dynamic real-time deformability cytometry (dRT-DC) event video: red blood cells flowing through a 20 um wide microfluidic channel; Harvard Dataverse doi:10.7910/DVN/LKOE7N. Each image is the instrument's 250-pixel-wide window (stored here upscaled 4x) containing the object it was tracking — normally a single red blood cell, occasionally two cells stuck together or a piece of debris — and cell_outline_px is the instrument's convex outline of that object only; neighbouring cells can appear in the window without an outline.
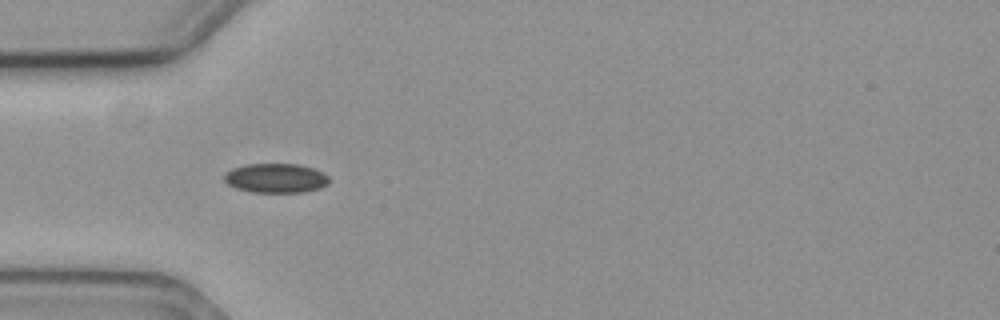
{"species": "common noctule bat (a hibernating species)", "species_latin": "Nyctalus noctula", "temperature_condition": "cold", "stored_images_in_passage": 24, "camera_frame_rate_fps": 3000, "um_per_image_px": 0.085, "animal": {"sex": "female", "body_mass_g": 19.3, "forearm_length_mm": 54.1}, "frame": {"image": 1, "passage_image": 1, "time_ms": 0.0, "image_size_px": [1000, 320], "cell_outline_px": [[328, 184], [320, 188], [304, 192], [252, 192], [236, 188], [228, 184], [224, 180], [224, 172], [232, 168], [248, 164], [300, 164], [324, 172], [328, 176]], "centroid_in_image_um": [23.44, 15.14], "position_along_channel_um": 61.6, "area_um2": 18.03}}
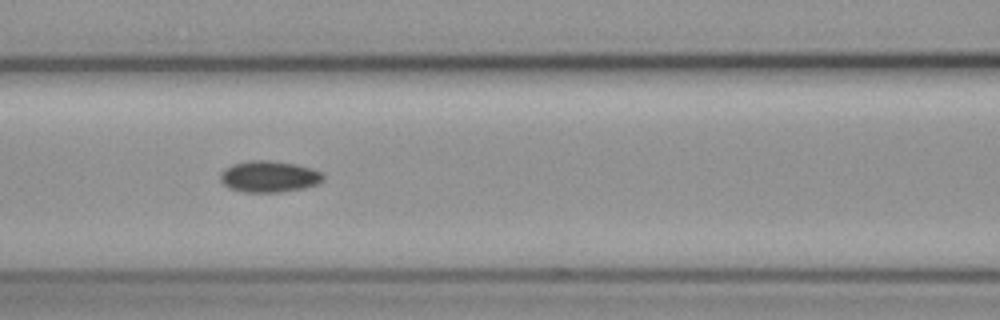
{"frame": {"image": 2, "passage_image": 8, "time_ms": 2.333, "image_size_px": [1000, 320], "cell_outline_px": [[324, 180], [316, 184], [304, 188], [280, 192], [244, 192], [228, 188], [220, 180], [220, 172], [232, 164], [252, 160], [268, 160], [292, 164], [308, 168], [320, 172], [324, 176]], "centroid_in_image_um": [22.83, 15.02], "position_along_channel_um": 143.8, "area_um2": 18.61}}
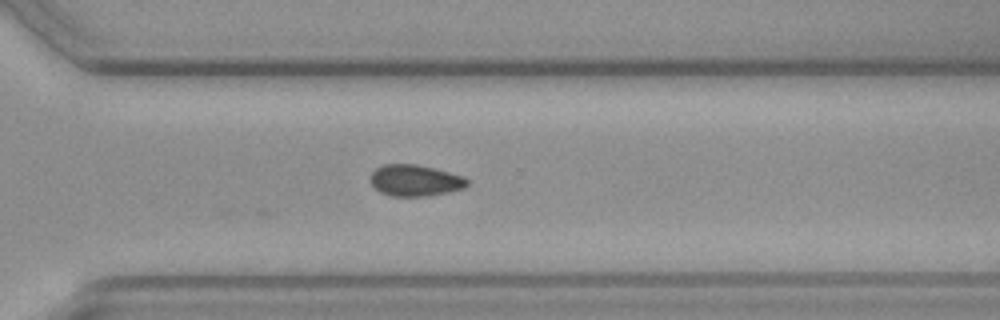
{"frame": {"image": 3, "passage_image": 24, "time_ms": 7.667, "image_size_px": [1000, 320], "cell_outline_px": [[468, 184], [464, 188], [448, 192], [428, 196], [392, 196], [380, 192], [368, 180], [368, 176], [376, 168], [384, 164], [416, 164], [464, 176], [468, 180]], "centroid_in_image_um": [35.25, 15.34], "position_along_channel_um": 335.3, "area_um2": 17.74}}